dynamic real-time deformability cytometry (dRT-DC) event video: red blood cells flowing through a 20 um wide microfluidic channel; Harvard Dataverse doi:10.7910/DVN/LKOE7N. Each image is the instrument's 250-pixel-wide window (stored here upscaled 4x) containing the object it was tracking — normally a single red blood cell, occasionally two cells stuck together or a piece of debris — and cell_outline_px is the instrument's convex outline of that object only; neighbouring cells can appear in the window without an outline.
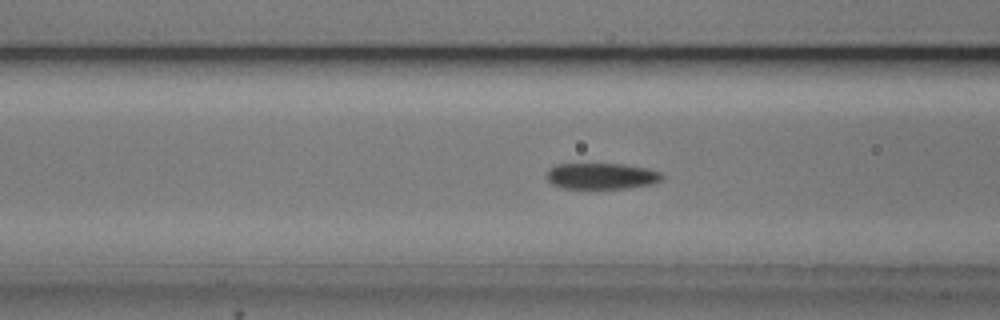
{"species": "common noctule bat (a hibernating species)", "species_latin": "Nyctalus noctula", "temperature_condition": "cold", "stored_images_in_passage": 55, "camera_frame_rate_fps": 3000, "um_per_image_px": 0.085, "animal": {"sex": "male", "body_mass_g": 20.5, "forearm_length_mm": 52.5}, "frame": {"image": 1, "passage_image": 21, "time_ms": 6.667, "image_size_px": [1000, 320], "cell_outline_px": [[664, 176], [660, 180], [652, 184], [628, 188], [560, 188], [552, 184], [548, 180], [548, 168], [556, 164], [624, 164], [648, 168], [660, 172]], "centroid_in_image_um": [51.13, 14.96], "position_along_channel_um": 115.5, "area_um2": 17.57}}
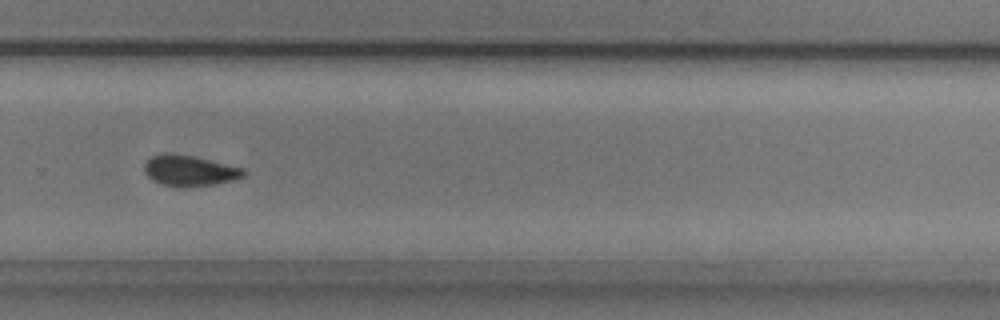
{"frame": {"image": 2, "passage_image": 37, "time_ms": 12.0, "image_size_px": [1000, 320], "cell_outline_px": [[248, 172], [244, 176], [232, 180], [212, 184], [164, 184], [152, 180], [144, 172], [144, 164], [152, 156], [164, 152], [168, 152], [192, 156], [244, 168]], "centroid_in_image_um": [16.11, 14.45], "position_along_channel_um": 313.7, "area_um2": 17.05}}
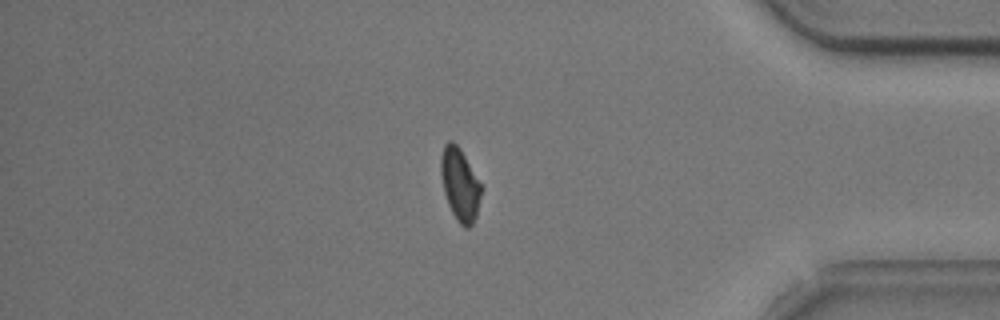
{"frame": {"image": 3, "passage_image": 46, "time_ms": 15.0, "image_size_px": [1000, 320], "cell_outline_px": [[484, 188], [476, 216], [472, 224], [468, 228], [464, 228], [456, 220], [448, 204], [444, 192], [440, 172], [440, 156], [444, 144], [448, 140], [452, 140], [460, 148]], "centroid_in_image_um": [39.1, 15.67], "position_along_channel_um": 396.1, "area_um2": 17.4}, "authors_computed_cell_mechanics": {"area_um2": 17.5712, "velocity_mm_per_s": 3.7303, "shape_relaxation_time_tau1_ms": 2.9363, "shape_relaxation_time_tau2_ms": 4.6599, "deformation_change_tau1": 0.1038, "deformation_change_tau2": 0.0793}}